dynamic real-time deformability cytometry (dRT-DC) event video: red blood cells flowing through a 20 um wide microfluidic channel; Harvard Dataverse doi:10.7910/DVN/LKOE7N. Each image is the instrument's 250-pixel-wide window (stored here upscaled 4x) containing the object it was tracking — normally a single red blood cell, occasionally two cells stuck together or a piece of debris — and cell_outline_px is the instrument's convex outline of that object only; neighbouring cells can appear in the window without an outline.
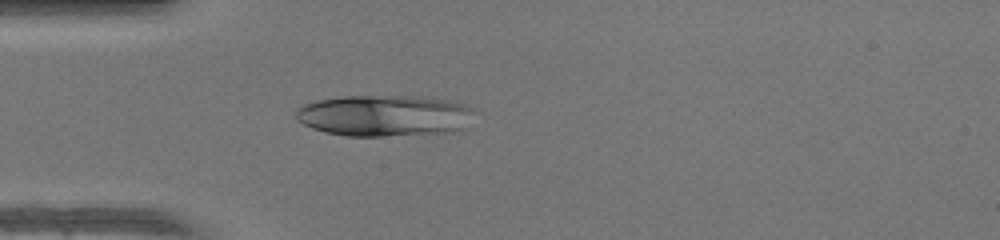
{"species": "human", "species_latin": "Homo sapiens", "temperature_condition": "warm", "stored_images_in_passage": 35, "camera_frame_rate_fps": 3000, "um_per_image_px": 0.085, "donor": {"sex": "female"}, "frame": {"image": 1, "passage_image": 1, "time_ms": 0.0, "image_size_px": [1000, 240], "cell_outline_px": [[476, 108], [464, 128], [452, 132], [380, 136], [348, 136], [328, 132], [312, 128], [296, 120], [296, 108], [304, 104], [316, 100], [344, 96], [408, 96], [444, 100], [468, 104]], "centroid_in_image_um": [32.67, 9.82], "position_along_channel_um": 52.3, "area_um2": 42.89}}
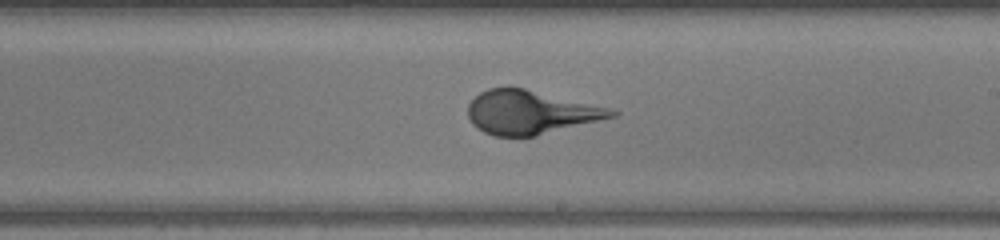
{"frame": {"image": 2, "passage_image": 15, "time_ms": 4.667, "image_size_px": [1000, 240], "cell_outline_px": [[620, 112], [616, 116], [536, 136], [496, 136], [484, 132], [472, 124], [468, 116], [468, 104], [480, 92], [488, 88], [524, 88], [608, 108]], "centroid_in_image_um": [45.05, 9.56], "position_along_channel_um": 243.9, "area_um2": 36.01}}
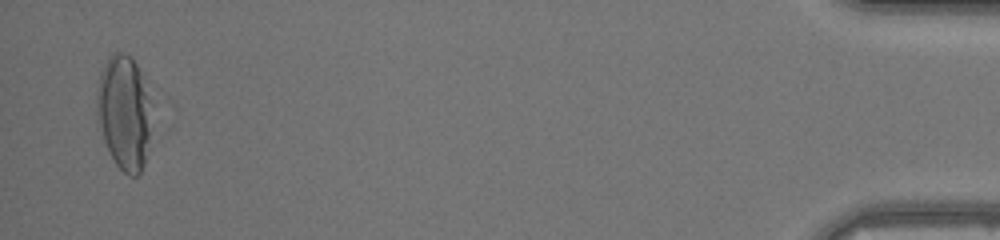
{"frame": {"image": 3, "passage_image": 34, "time_ms": 11.0, "image_size_px": [1000, 240], "cell_outline_px": [[164, 100], [144, 164], [140, 172], [136, 176], [128, 176], [116, 164], [104, 140], [96, 112], [96, 88], [100, 72], [104, 64], [116, 52], [124, 52], [132, 56], [164, 96]], "centroid_in_image_um": [10.83, 9.44], "position_along_channel_um": 424.4, "area_um2": 41.33}}